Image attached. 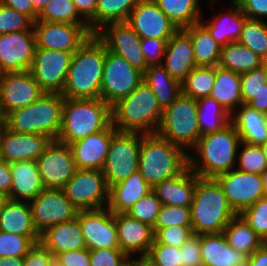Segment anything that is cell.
<instances>
[{
	"instance_id": "obj_1",
	"label": "cell",
	"mask_w": 267,
	"mask_h": 266,
	"mask_svg": "<svg viewBox=\"0 0 267 266\" xmlns=\"http://www.w3.org/2000/svg\"><path fill=\"white\" fill-rule=\"evenodd\" d=\"M106 50L105 44L92 34L73 54L61 94L64 98H100Z\"/></svg>"
},
{
	"instance_id": "obj_2",
	"label": "cell",
	"mask_w": 267,
	"mask_h": 266,
	"mask_svg": "<svg viewBox=\"0 0 267 266\" xmlns=\"http://www.w3.org/2000/svg\"><path fill=\"white\" fill-rule=\"evenodd\" d=\"M240 143V136L231 123L220 131L202 135L192 149L198 158L189 153V168L204 178L226 173L237 167Z\"/></svg>"
},
{
	"instance_id": "obj_3",
	"label": "cell",
	"mask_w": 267,
	"mask_h": 266,
	"mask_svg": "<svg viewBox=\"0 0 267 266\" xmlns=\"http://www.w3.org/2000/svg\"><path fill=\"white\" fill-rule=\"evenodd\" d=\"M189 167V153L158 133H142L138 170L153 188Z\"/></svg>"
},
{
	"instance_id": "obj_4",
	"label": "cell",
	"mask_w": 267,
	"mask_h": 266,
	"mask_svg": "<svg viewBox=\"0 0 267 266\" xmlns=\"http://www.w3.org/2000/svg\"><path fill=\"white\" fill-rule=\"evenodd\" d=\"M194 234L223 233L237 214L215 178L198 177L190 206Z\"/></svg>"
},
{
	"instance_id": "obj_5",
	"label": "cell",
	"mask_w": 267,
	"mask_h": 266,
	"mask_svg": "<svg viewBox=\"0 0 267 266\" xmlns=\"http://www.w3.org/2000/svg\"><path fill=\"white\" fill-rule=\"evenodd\" d=\"M162 110L152 89L142 81L111 107L112 125L119 132L156 133Z\"/></svg>"
},
{
	"instance_id": "obj_6",
	"label": "cell",
	"mask_w": 267,
	"mask_h": 266,
	"mask_svg": "<svg viewBox=\"0 0 267 266\" xmlns=\"http://www.w3.org/2000/svg\"><path fill=\"white\" fill-rule=\"evenodd\" d=\"M111 123V107L101 98H64L62 125L56 140L69 145L105 130Z\"/></svg>"
},
{
	"instance_id": "obj_7",
	"label": "cell",
	"mask_w": 267,
	"mask_h": 266,
	"mask_svg": "<svg viewBox=\"0 0 267 266\" xmlns=\"http://www.w3.org/2000/svg\"><path fill=\"white\" fill-rule=\"evenodd\" d=\"M64 97L44 93L32 104L5 116V126L17 133L42 134L56 140L62 125Z\"/></svg>"
},
{
	"instance_id": "obj_8",
	"label": "cell",
	"mask_w": 267,
	"mask_h": 266,
	"mask_svg": "<svg viewBox=\"0 0 267 266\" xmlns=\"http://www.w3.org/2000/svg\"><path fill=\"white\" fill-rule=\"evenodd\" d=\"M197 115V100L180 93L175 101L163 110L156 133L190 153L201 136Z\"/></svg>"
},
{
	"instance_id": "obj_9",
	"label": "cell",
	"mask_w": 267,
	"mask_h": 266,
	"mask_svg": "<svg viewBox=\"0 0 267 266\" xmlns=\"http://www.w3.org/2000/svg\"><path fill=\"white\" fill-rule=\"evenodd\" d=\"M142 133L119 132L113 136L102 168L110 188L138 170Z\"/></svg>"
},
{
	"instance_id": "obj_10",
	"label": "cell",
	"mask_w": 267,
	"mask_h": 266,
	"mask_svg": "<svg viewBox=\"0 0 267 266\" xmlns=\"http://www.w3.org/2000/svg\"><path fill=\"white\" fill-rule=\"evenodd\" d=\"M62 190L78 211L108 206L109 187L101 170L77 169Z\"/></svg>"
},
{
	"instance_id": "obj_11",
	"label": "cell",
	"mask_w": 267,
	"mask_h": 266,
	"mask_svg": "<svg viewBox=\"0 0 267 266\" xmlns=\"http://www.w3.org/2000/svg\"><path fill=\"white\" fill-rule=\"evenodd\" d=\"M143 81V73L125 58L106 50L100 98L110 107L128 96Z\"/></svg>"
},
{
	"instance_id": "obj_12",
	"label": "cell",
	"mask_w": 267,
	"mask_h": 266,
	"mask_svg": "<svg viewBox=\"0 0 267 266\" xmlns=\"http://www.w3.org/2000/svg\"><path fill=\"white\" fill-rule=\"evenodd\" d=\"M74 53L36 48L30 72L44 93L62 94Z\"/></svg>"
},
{
	"instance_id": "obj_13",
	"label": "cell",
	"mask_w": 267,
	"mask_h": 266,
	"mask_svg": "<svg viewBox=\"0 0 267 266\" xmlns=\"http://www.w3.org/2000/svg\"><path fill=\"white\" fill-rule=\"evenodd\" d=\"M28 203L34 227L39 234L53 225L75 219L78 213L62 189L44 188Z\"/></svg>"
},
{
	"instance_id": "obj_14",
	"label": "cell",
	"mask_w": 267,
	"mask_h": 266,
	"mask_svg": "<svg viewBox=\"0 0 267 266\" xmlns=\"http://www.w3.org/2000/svg\"><path fill=\"white\" fill-rule=\"evenodd\" d=\"M36 48L76 52L93 34L88 24L33 22Z\"/></svg>"
},
{
	"instance_id": "obj_15",
	"label": "cell",
	"mask_w": 267,
	"mask_h": 266,
	"mask_svg": "<svg viewBox=\"0 0 267 266\" xmlns=\"http://www.w3.org/2000/svg\"><path fill=\"white\" fill-rule=\"evenodd\" d=\"M215 179L237 215L266 196L263 178L259 174H251L234 168L216 176Z\"/></svg>"
},
{
	"instance_id": "obj_16",
	"label": "cell",
	"mask_w": 267,
	"mask_h": 266,
	"mask_svg": "<svg viewBox=\"0 0 267 266\" xmlns=\"http://www.w3.org/2000/svg\"><path fill=\"white\" fill-rule=\"evenodd\" d=\"M44 188L62 189L77 170L68 144L52 140L36 160Z\"/></svg>"
},
{
	"instance_id": "obj_17",
	"label": "cell",
	"mask_w": 267,
	"mask_h": 266,
	"mask_svg": "<svg viewBox=\"0 0 267 266\" xmlns=\"http://www.w3.org/2000/svg\"><path fill=\"white\" fill-rule=\"evenodd\" d=\"M95 34L107 50L125 58L142 73L148 67L140 46L141 38L127 22L108 23Z\"/></svg>"
},
{
	"instance_id": "obj_18",
	"label": "cell",
	"mask_w": 267,
	"mask_h": 266,
	"mask_svg": "<svg viewBox=\"0 0 267 266\" xmlns=\"http://www.w3.org/2000/svg\"><path fill=\"white\" fill-rule=\"evenodd\" d=\"M76 218L79 221L87 249H120L114 213L107 207L79 210Z\"/></svg>"
},
{
	"instance_id": "obj_19",
	"label": "cell",
	"mask_w": 267,
	"mask_h": 266,
	"mask_svg": "<svg viewBox=\"0 0 267 266\" xmlns=\"http://www.w3.org/2000/svg\"><path fill=\"white\" fill-rule=\"evenodd\" d=\"M43 94L30 70L1 74L0 108L4 117L15 109L32 104Z\"/></svg>"
},
{
	"instance_id": "obj_20",
	"label": "cell",
	"mask_w": 267,
	"mask_h": 266,
	"mask_svg": "<svg viewBox=\"0 0 267 266\" xmlns=\"http://www.w3.org/2000/svg\"><path fill=\"white\" fill-rule=\"evenodd\" d=\"M36 50L34 30L0 34V72H24L31 69Z\"/></svg>"
},
{
	"instance_id": "obj_21",
	"label": "cell",
	"mask_w": 267,
	"mask_h": 266,
	"mask_svg": "<svg viewBox=\"0 0 267 266\" xmlns=\"http://www.w3.org/2000/svg\"><path fill=\"white\" fill-rule=\"evenodd\" d=\"M127 23L140 38L169 40L179 30L153 0H140Z\"/></svg>"
},
{
	"instance_id": "obj_22",
	"label": "cell",
	"mask_w": 267,
	"mask_h": 266,
	"mask_svg": "<svg viewBox=\"0 0 267 266\" xmlns=\"http://www.w3.org/2000/svg\"><path fill=\"white\" fill-rule=\"evenodd\" d=\"M51 141L42 134L17 133L4 126L0 134V158L7 163L36 161Z\"/></svg>"
},
{
	"instance_id": "obj_23",
	"label": "cell",
	"mask_w": 267,
	"mask_h": 266,
	"mask_svg": "<svg viewBox=\"0 0 267 266\" xmlns=\"http://www.w3.org/2000/svg\"><path fill=\"white\" fill-rule=\"evenodd\" d=\"M120 250L130 259L133 254L147 255L155 241V232L150 225L140 222L127 213L114 214Z\"/></svg>"
},
{
	"instance_id": "obj_24",
	"label": "cell",
	"mask_w": 267,
	"mask_h": 266,
	"mask_svg": "<svg viewBox=\"0 0 267 266\" xmlns=\"http://www.w3.org/2000/svg\"><path fill=\"white\" fill-rule=\"evenodd\" d=\"M118 130L112 123L102 131L69 144L77 169L102 170L112 140Z\"/></svg>"
},
{
	"instance_id": "obj_25",
	"label": "cell",
	"mask_w": 267,
	"mask_h": 266,
	"mask_svg": "<svg viewBox=\"0 0 267 266\" xmlns=\"http://www.w3.org/2000/svg\"><path fill=\"white\" fill-rule=\"evenodd\" d=\"M161 65L180 83L197 66L191 38L183 29H179L167 41Z\"/></svg>"
},
{
	"instance_id": "obj_26",
	"label": "cell",
	"mask_w": 267,
	"mask_h": 266,
	"mask_svg": "<svg viewBox=\"0 0 267 266\" xmlns=\"http://www.w3.org/2000/svg\"><path fill=\"white\" fill-rule=\"evenodd\" d=\"M203 266H246L249 255L232 248L224 233L200 235Z\"/></svg>"
},
{
	"instance_id": "obj_27",
	"label": "cell",
	"mask_w": 267,
	"mask_h": 266,
	"mask_svg": "<svg viewBox=\"0 0 267 266\" xmlns=\"http://www.w3.org/2000/svg\"><path fill=\"white\" fill-rule=\"evenodd\" d=\"M10 170L12 184L8 199L30 202L44 189L36 161L12 162Z\"/></svg>"
},
{
	"instance_id": "obj_28",
	"label": "cell",
	"mask_w": 267,
	"mask_h": 266,
	"mask_svg": "<svg viewBox=\"0 0 267 266\" xmlns=\"http://www.w3.org/2000/svg\"><path fill=\"white\" fill-rule=\"evenodd\" d=\"M198 175L189 167L179 176L166 179L152 188L162 204L190 207Z\"/></svg>"
},
{
	"instance_id": "obj_29",
	"label": "cell",
	"mask_w": 267,
	"mask_h": 266,
	"mask_svg": "<svg viewBox=\"0 0 267 266\" xmlns=\"http://www.w3.org/2000/svg\"><path fill=\"white\" fill-rule=\"evenodd\" d=\"M230 1L232 7L229 12L216 14L210 22H205L203 17L199 21L221 47L238 42L247 19L239 4L235 0Z\"/></svg>"
},
{
	"instance_id": "obj_30",
	"label": "cell",
	"mask_w": 267,
	"mask_h": 266,
	"mask_svg": "<svg viewBox=\"0 0 267 266\" xmlns=\"http://www.w3.org/2000/svg\"><path fill=\"white\" fill-rule=\"evenodd\" d=\"M40 241L55 257L63 252L86 248L84 236L77 218L45 229L40 234Z\"/></svg>"
},
{
	"instance_id": "obj_31",
	"label": "cell",
	"mask_w": 267,
	"mask_h": 266,
	"mask_svg": "<svg viewBox=\"0 0 267 266\" xmlns=\"http://www.w3.org/2000/svg\"><path fill=\"white\" fill-rule=\"evenodd\" d=\"M151 191L152 187L137 170L126 180L109 188L107 208L114 214L127 213L137 201Z\"/></svg>"
},
{
	"instance_id": "obj_32",
	"label": "cell",
	"mask_w": 267,
	"mask_h": 266,
	"mask_svg": "<svg viewBox=\"0 0 267 266\" xmlns=\"http://www.w3.org/2000/svg\"><path fill=\"white\" fill-rule=\"evenodd\" d=\"M230 115V123L234 126L241 142L261 145L267 140V114L242 104Z\"/></svg>"
},
{
	"instance_id": "obj_33",
	"label": "cell",
	"mask_w": 267,
	"mask_h": 266,
	"mask_svg": "<svg viewBox=\"0 0 267 266\" xmlns=\"http://www.w3.org/2000/svg\"><path fill=\"white\" fill-rule=\"evenodd\" d=\"M0 231L24 237H40L29 203L8 199L0 211Z\"/></svg>"
},
{
	"instance_id": "obj_34",
	"label": "cell",
	"mask_w": 267,
	"mask_h": 266,
	"mask_svg": "<svg viewBox=\"0 0 267 266\" xmlns=\"http://www.w3.org/2000/svg\"><path fill=\"white\" fill-rule=\"evenodd\" d=\"M241 74L216 66V77L210 97L219 102L231 115L243 104Z\"/></svg>"
},
{
	"instance_id": "obj_35",
	"label": "cell",
	"mask_w": 267,
	"mask_h": 266,
	"mask_svg": "<svg viewBox=\"0 0 267 266\" xmlns=\"http://www.w3.org/2000/svg\"><path fill=\"white\" fill-rule=\"evenodd\" d=\"M143 81L156 95L161 110L168 108L181 93L180 82L162 65H150L143 72Z\"/></svg>"
},
{
	"instance_id": "obj_36",
	"label": "cell",
	"mask_w": 267,
	"mask_h": 266,
	"mask_svg": "<svg viewBox=\"0 0 267 266\" xmlns=\"http://www.w3.org/2000/svg\"><path fill=\"white\" fill-rule=\"evenodd\" d=\"M191 38L197 66H218L221 46L199 22L183 29Z\"/></svg>"
},
{
	"instance_id": "obj_37",
	"label": "cell",
	"mask_w": 267,
	"mask_h": 266,
	"mask_svg": "<svg viewBox=\"0 0 267 266\" xmlns=\"http://www.w3.org/2000/svg\"><path fill=\"white\" fill-rule=\"evenodd\" d=\"M218 66L242 74L262 66V57L239 42H231L221 48Z\"/></svg>"
},
{
	"instance_id": "obj_38",
	"label": "cell",
	"mask_w": 267,
	"mask_h": 266,
	"mask_svg": "<svg viewBox=\"0 0 267 266\" xmlns=\"http://www.w3.org/2000/svg\"><path fill=\"white\" fill-rule=\"evenodd\" d=\"M178 29L199 23L202 13L200 0H153Z\"/></svg>"
},
{
	"instance_id": "obj_39",
	"label": "cell",
	"mask_w": 267,
	"mask_h": 266,
	"mask_svg": "<svg viewBox=\"0 0 267 266\" xmlns=\"http://www.w3.org/2000/svg\"><path fill=\"white\" fill-rule=\"evenodd\" d=\"M223 233L232 248L249 256L265 243L240 215L229 221Z\"/></svg>"
},
{
	"instance_id": "obj_40",
	"label": "cell",
	"mask_w": 267,
	"mask_h": 266,
	"mask_svg": "<svg viewBox=\"0 0 267 266\" xmlns=\"http://www.w3.org/2000/svg\"><path fill=\"white\" fill-rule=\"evenodd\" d=\"M198 105V125L201 136L222 130L230 123V114L212 97L200 98Z\"/></svg>"
},
{
	"instance_id": "obj_41",
	"label": "cell",
	"mask_w": 267,
	"mask_h": 266,
	"mask_svg": "<svg viewBox=\"0 0 267 266\" xmlns=\"http://www.w3.org/2000/svg\"><path fill=\"white\" fill-rule=\"evenodd\" d=\"M216 77V66H196L180 83L181 94L195 100L209 97Z\"/></svg>"
},
{
	"instance_id": "obj_42",
	"label": "cell",
	"mask_w": 267,
	"mask_h": 266,
	"mask_svg": "<svg viewBox=\"0 0 267 266\" xmlns=\"http://www.w3.org/2000/svg\"><path fill=\"white\" fill-rule=\"evenodd\" d=\"M140 0H97L95 33L112 22H127L131 11Z\"/></svg>"
},
{
	"instance_id": "obj_43",
	"label": "cell",
	"mask_w": 267,
	"mask_h": 266,
	"mask_svg": "<svg viewBox=\"0 0 267 266\" xmlns=\"http://www.w3.org/2000/svg\"><path fill=\"white\" fill-rule=\"evenodd\" d=\"M36 21L88 24L72 0H50L37 15Z\"/></svg>"
},
{
	"instance_id": "obj_44",
	"label": "cell",
	"mask_w": 267,
	"mask_h": 266,
	"mask_svg": "<svg viewBox=\"0 0 267 266\" xmlns=\"http://www.w3.org/2000/svg\"><path fill=\"white\" fill-rule=\"evenodd\" d=\"M239 43L251 49L260 57L267 56V22L247 18L242 28Z\"/></svg>"
},
{
	"instance_id": "obj_45",
	"label": "cell",
	"mask_w": 267,
	"mask_h": 266,
	"mask_svg": "<svg viewBox=\"0 0 267 266\" xmlns=\"http://www.w3.org/2000/svg\"><path fill=\"white\" fill-rule=\"evenodd\" d=\"M242 145V146H241ZM241 146V147H240ZM237 155L238 170L251 174H259L267 169V161L260 145H251L241 142L238 149L242 148Z\"/></svg>"
},
{
	"instance_id": "obj_46",
	"label": "cell",
	"mask_w": 267,
	"mask_h": 266,
	"mask_svg": "<svg viewBox=\"0 0 267 266\" xmlns=\"http://www.w3.org/2000/svg\"><path fill=\"white\" fill-rule=\"evenodd\" d=\"M170 226L192 227L190 207L162 204L153 227L154 232Z\"/></svg>"
},
{
	"instance_id": "obj_47",
	"label": "cell",
	"mask_w": 267,
	"mask_h": 266,
	"mask_svg": "<svg viewBox=\"0 0 267 266\" xmlns=\"http://www.w3.org/2000/svg\"><path fill=\"white\" fill-rule=\"evenodd\" d=\"M248 226L267 243V196L257 200L253 205L239 214Z\"/></svg>"
},
{
	"instance_id": "obj_48",
	"label": "cell",
	"mask_w": 267,
	"mask_h": 266,
	"mask_svg": "<svg viewBox=\"0 0 267 266\" xmlns=\"http://www.w3.org/2000/svg\"><path fill=\"white\" fill-rule=\"evenodd\" d=\"M40 237H24L0 231V258L25 257L31 245Z\"/></svg>"
},
{
	"instance_id": "obj_49",
	"label": "cell",
	"mask_w": 267,
	"mask_h": 266,
	"mask_svg": "<svg viewBox=\"0 0 267 266\" xmlns=\"http://www.w3.org/2000/svg\"><path fill=\"white\" fill-rule=\"evenodd\" d=\"M162 203L153 191L149 192L127 212L131 217L136 218L140 222L146 223L154 227L157 215Z\"/></svg>"
},
{
	"instance_id": "obj_50",
	"label": "cell",
	"mask_w": 267,
	"mask_h": 266,
	"mask_svg": "<svg viewBox=\"0 0 267 266\" xmlns=\"http://www.w3.org/2000/svg\"><path fill=\"white\" fill-rule=\"evenodd\" d=\"M33 30V21L23 13L0 3V34Z\"/></svg>"
},
{
	"instance_id": "obj_51",
	"label": "cell",
	"mask_w": 267,
	"mask_h": 266,
	"mask_svg": "<svg viewBox=\"0 0 267 266\" xmlns=\"http://www.w3.org/2000/svg\"><path fill=\"white\" fill-rule=\"evenodd\" d=\"M267 83V74L262 66L241 74V96L243 104H248Z\"/></svg>"
},
{
	"instance_id": "obj_52",
	"label": "cell",
	"mask_w": 267,
	"mask_h": 266,
	"mask_svg": "<svg viewBox=\"0 0 267 266\" xmlns=\"http://www.w3.org/2000/svg\"><path fill=\"white\" fill-rule=\"evenodd\" d=\"M147 256L159 266H182L180 249L158 243L156 240Z\"/></svg>"
},
{
	"instance_id": "obj_53",
	"label": "cell",
	"mask_w": 267,
	"mask_h": 266,
	"mask_svg": "<svg viewBox=\"0 0 267 266\" xmlns=\"http://www.w3.org/2000/svg\"><path fill=\"white\" fill-rule=\"evenodd\" d=\"M193 235L192 227L170 226L159 229L155 233V240L160 244L180 248Z\"/></svg>"
},
{
	"instance_id": "obj_54",
	"label": "cell",
	"mask_w": 267,
	"mask_h": 266,
	"mask_svg": "<svg viewBox=\"0 0 267 266\" xmlns=\"http://www.w3.org/2000/svg\"><path fill=\"white\" fill-rule=\"evenodd\" d=\"M90 266H124L130 259L120 249L89 250Z\"/></svg>"
},
{
	"instance_id": "obj_55",
	"label": "cell",
	"mask_w": 267,
	"mask_h": 266,
	"mask_svg": "<svg viewBox=\"0 0 267 266\" xmlns=\"http://www.w3.org/2000/svg\"><path fill=\"white\" fill-rule=\"evenodd\" d=\"M167 39L141 38V49L147 65H161L165 55Z\"/></svg>"
},
{
	"instance_id": "obj_56",
	"label": "cell",
	"mask_w": 267,
	"mask_h": 266,
	"mask_svg": "<svg viewBox=\"0 0 267 266\" xmlns=\"http://www.w3.org/2000/svg\"><path fill=\"white\" fill-rule=\"evenodd\" d=\"M179 249L182 266H203L200 235L194 234Z\"/></svg>"
},
{
	"instance_id": "obj_57",
	"label": "cell",
	"mask_w": 267,
	"mask_h": 266,
	"mask_svg": "<svg viewBox=\"0 0 267 266\" xmlns=\"http://www.w3.org/2000/svg\"><path fill=\"white\" fill-rule=\"evenodd\" d=\"M52 256L40 240L35 241L23 258V266H49Z\"/></svg>"
},
{
	"instance_id": "obj_58",
	"label": "cell",
	"mask_w": 267,
	"mask_h": 266,
	"mask_svg": "<svg viewBox=\"0 0 267 266\" xmlns=\"http://www.w3.org/2000/svg\"><path fill=\"white\" fill-rule=\"evenodd\" d=\"M242 12L250 19L265 20L267 18V0H235ZM264 17V18H263Z\"/></svg>"
},
{
	"instance_id": "obj_59",
	"label": "cell",
	"mask_w": 267,
	"mask_h": 266,
	"mask_svg": "<svg viewBox=\"0 0 267 266\" xmlns=\"http://www.w3.org/2000/svg\"><path fill=\"white\" fill-rule=\"evenodd\" d=\"M65 266H90L89 249L67 251L56 256Z\"/></svg>"
},
{
	"instance_id": "obj_60",
	"label": "cell",
	"mask_w": 267,
	"mask_h": 266,
	"mask_svg": "<svg viewBox=\"0 0 267 266\" xmlns=\"http://www.w3.org/2000/svg\"><path fill=\"white\" fill-rule=\"evenodd\" d=\"M78 13L88 22L89 30L95 34V12L97 0H72Z\"/></svg>"
},
{
	"instance_id": "obj_61",
	"label": "cell",
	"mask_w": 267,
	"mask_h": 266,
	"mask_svg": "<svg viewBox=\"0 0 267 266\" xmlns=\"http://www.w3.org/2000/svg\"><path fill=\"white\" fill-rule=\"evenodd\" d=\"M0 3L25 14L33 22L37 20V14L34 11L31 0H0Z\"/></svg>"
},
{
	"instance_id": "obj_62",
	"label": "cell",
	"mask_w": 267,
	"mask_h": 266,
	"mask_svg": "<svg viewBox=\"0 0 267 266\" xmlns=\"http://www.w3.org/2000/svg\"><path fill=\"white\" fill-rule=\"evenodd\" d=\"M12 184V173L10 163L0 160V191L9 195Z\"/></svg>"
},
{
	"instance_id": "obj_63",
	"label": "cell",
	"mask_w": 267,
	"mask_h": 266,
	"mask_svg": "<svg viewBox=\"0 0 267 266\" xmlns=\"http://www.w3.org/2000/svg\"><path fill=\"white\" fill-rule=\"evenodd\" d=\"M247 105L259 112L267 114V83Z\"/></svg>"
},
{
	"instance_id": "obj_64",
	"label": "cell",
	"mask_w": 267,
	"mask_h": 266,
	"mask_svg": "<svg viewBox=\"0 0 267 266\" xmlns=\"http://www.w3.org/2000/svg\"><path fill=\"white\" fill-rule=\"evenodd\" d=\"M246 266H267V243L248 257Z\"/></svg>"
},
{
	"instance_id": "obj_65",
	"label": "cell",
	"mask_w": 267,
	"mask_h": 266,
	"mask_svg": "<svg viewBox=\"0 0 267 266\" xmlns=\"http://www.w3.org/2000/svg\"><path fill=\"white\" fill-rule=\"evenodd\" d=\"M0 266H23V257H1Z\"/></svg>"
},
{
	"instance_id": "obj_66",
	"label": "cell",
	"mask_w": 267,
	"mask_h": 266,
	"mask_svg": "<svg viewBox=\"0 0 267 266\" xmlns=\"http://www.w3.org/2000/svg\"><path fill=\"white\" fill-rule=\"evenodd\" d=\"M136 263L137 266H159L157 263L152 261L147 255L138 256L137 258H132Z\"/></svg>"
},
{
	"instance_id": "obj_67",
	"label": "cell",
	"mask_w": 267,
	"mask_h": 266,
	"mask_svg": "<svg viewBox=\"0 0 267 266\" xmlns=\"http://www.w3.org/2000/svg\"><path fill=\"white\" fill-rule=\"evenodd\" d=\"M50 0H31L35 13L38 15Z\"/></svg>"
},
{
	"instance_id": "obj_68",
	"label": "cell",
	"mask_w": 267,
	"mask_h": 266,
	"mask_svg": "<svg viewBox=\"0 0 267 266\" xmlns=\"http://www.w3.org/2000/svg\"><path fill=\"white\" fill-rule=\"evenodd\" d=\"M8 200V195L0 191V211L3 208L5 202Z\"/></svg>"
},
{
	"instance_id": "obj_69",
	"label": "cell",
	"mask_w": 267,
	"mask_h": 266,
	"mask_svg": "<svg viewBox=\"0 0 267 266\" xmlns=\"http://www.w3.org/2000/svg\"><path fill=\"white\" fill-rule=\"evenodd\" d=\"M49 266H65V265L62 264L58 258L52 256Z\"/></svg>"
},
{
	"instance_id": "obj_70",
	"label": "cell",
	"mask_w": 267,
	"mask_h": 266,
	"mask_svg": "<svg viewBox=\"0 0 267 266\" xmlns=\"http://www.w3.org/2000/svg\"><path fill=\"white\" fill-rule=\"evenodd\" d=\"M262 178H263L264 191L267 196V169L262 173Z\"/></svg>"
},
{
	"instance_id": "obj_71",
	"label": "cell",
	"mask_w": 267,
	"mask_h": 266,
	"mask_svg": "<svg viewBox=\"0 0 267 266\" xmlns=\"http://www.w3.org/2000/svg\"><path fill=\"white\" fill-rule=\"evenodd\" d=\"M260 146L263 149V152H264V155H265L266 161H267V140L264 143H262Z\"/></svg>"
},
{
	"instance_id": "obj_72",
	"label": "cell",
	"mask_w": 267,
	"mask_h": 266,
	"mask_svg": "<svg viewBox=\"0 0 267 266\" xmlns=\"http://www.w3.org/2000/svg\"><path fill=\"white\" fill-rule=\"evenodd\" d=\"M262 67L265 70V73L267 74V56L262 58Z\"/></svg>"
},
{
	"instance_id": "obj_73",
	"label": "cell",
	"mask_w": 267,
	"mask_h": 266,
	"mask_svg": "<svg viewBox=\"0 0 267 266\" xmlns=\"http://www.w3.org/2000/svg\"><path fill=\"white\" fill-rule=\"evenodd\" d=\"M124 266H137V263L133 259H129Z\"/></svg>"
},
{
	"instance_id": "obj_74",
	"label": "cell",
	"mask_w": 267,
	"mask_h": 266,
	"mask_svg": "<svg viewBox=\"0 0 267 266\" xmlns=\"http://www.w3.org/2000/svg\"><path fill=\"white\" fill-rule=\"evenodd\" d=\"M4 126H5V117H0V134Z\"/></svg>"
},
{
	"instance_id": "obj_75",
	"label": "cell",
	"mask_w": 267,
	"mask_h": 266,
	"mask_svg": "<svg viewBox=\"0 0 267 266\" xmlns=\"http://www.w3.org/2000/svg\"><path fill=\"white\" fill-rule=\"evenodd\" d=\"M215 2L217 3L219 1L218 0H211V4L210 5L212 6V5L216 4Z\"/></svg>"
},
{
	"instance_id": "obj_76",
	"label": "cell",
	"mask_w": 267,
	"mask_h": 266,
	"mask_svg": "<svg viewBox=\"0 0 267 266\" xmlns=\"http://www.w3.org/2000/svg\"><path fill=\"white\" fill-rule=\"evenodd\" d=\"M0 117H4V116H3V113H2V111H1V108H0Z\"/></svg>"
}]
</instances>
